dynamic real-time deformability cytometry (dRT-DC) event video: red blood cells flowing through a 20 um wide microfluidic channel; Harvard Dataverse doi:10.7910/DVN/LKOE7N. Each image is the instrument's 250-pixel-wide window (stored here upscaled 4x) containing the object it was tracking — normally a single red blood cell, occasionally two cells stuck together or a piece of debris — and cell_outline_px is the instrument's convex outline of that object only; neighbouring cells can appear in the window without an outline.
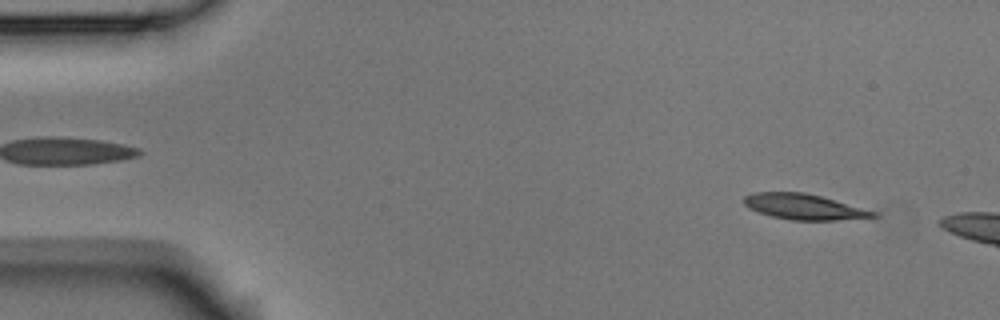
{"species": "Egyptian fruit bat (a non-hibernating species)", "species_latin": "Rousettus aegyptiacus", "temperature_condition": "room temperature", "stored_images_in_passage": 3, "camera_frame_rate_fps": 3000, "um_per_image_px": 0.085, "animal": {"sex": "male"}, "frame": {"image": 1, "passage_image": 1, "time_ms": 0.0, "image_size_px": [1000, 320], "cell_outline_px": [[880, 216], [836, 220], [792, 220], [772, 216], [748, 208], [744, 204], [744, 196], [752, 192], [804, 192], [820, 196], [876, 212]], "centroid_in_image_um": [68.29, 17.57], "position_along_channel_um": 16.7, "area_um2": 18.96}}